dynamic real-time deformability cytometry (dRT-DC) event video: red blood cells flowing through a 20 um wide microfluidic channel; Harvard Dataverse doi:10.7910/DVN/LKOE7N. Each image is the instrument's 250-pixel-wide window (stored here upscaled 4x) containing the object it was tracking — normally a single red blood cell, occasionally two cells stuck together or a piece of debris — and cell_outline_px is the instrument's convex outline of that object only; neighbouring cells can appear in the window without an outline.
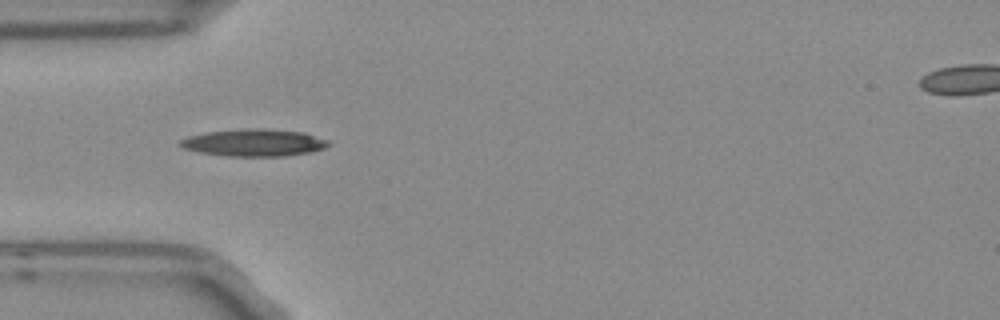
{"species": "Egyptian fruit bat (a non-hibernating species)", "species_latin": "Rousettus aegyptiacus", "temperature_condition": "room temperature", "stored_images_in_passage": 9, "camera_frame_rate_fps": 3000, "um_per_image_px": 0.085, "frame": {"image": 1, "passage_image": 4, "time_ms": 1.0, "image_size_px": [1000, 320], "cell_outline_px": [[332, 144], [324, 148], [312, 152], [284, 156], [228, 156], [200, 152], [184, 148], [176, 144], [180, 140], [188, 136], [204, 132], [248, 128], [264, 128], [304, 132], [328, 140]], "centroid_in_image_um": [21.6, 12.12], "position_along_channel_um": 63.4, "area_um2": 23.7}}
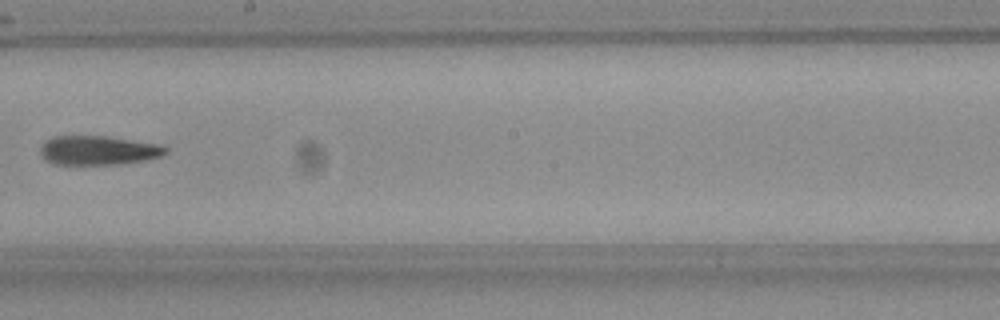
{"frame": {"image": 2, "passage_image": 8, "time_ms": 2.333, "image_size_px": [1000, 320], "cell_outline_px": [[168, 152], [160, 156], [144, 160], [120, 164], [56, 164], [48, 160], [40, 152], [40, 148], [44, 140], [52, 136], [108, 136], [160, 144], [168, 148]], "centroid_in_image_um": [8.37, 12.76], "position_along_channel_um": 239.8, "area_um2": 21.27}}
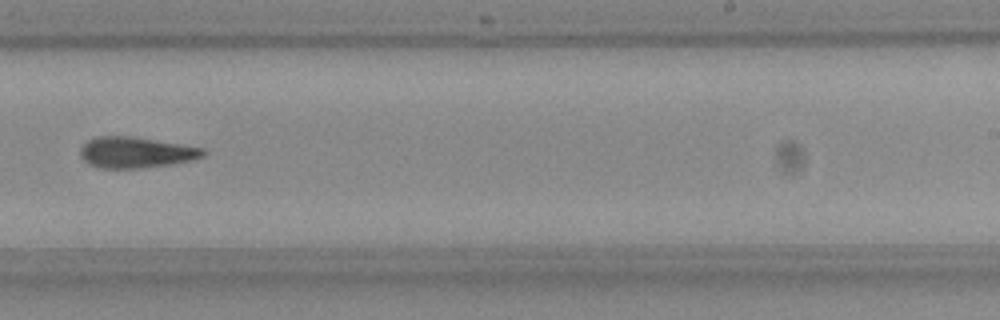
{"frame": {"image": 3, "passage_image": 9, "time_ms": 2.667, "image_size_px": [1000, 320], "cell_outline_px": [[204, 156], [192, 160], [176, 164], [136, 168], [100, 168], [88, 164], [80, 156], [80, 148], [88, 140], [96, 136], [132, 136], [204, 148]], "centroid_in_image_um": [11.53, 12.96], "position_along_channel_um": 277.5, "area_um2": 22.2}}